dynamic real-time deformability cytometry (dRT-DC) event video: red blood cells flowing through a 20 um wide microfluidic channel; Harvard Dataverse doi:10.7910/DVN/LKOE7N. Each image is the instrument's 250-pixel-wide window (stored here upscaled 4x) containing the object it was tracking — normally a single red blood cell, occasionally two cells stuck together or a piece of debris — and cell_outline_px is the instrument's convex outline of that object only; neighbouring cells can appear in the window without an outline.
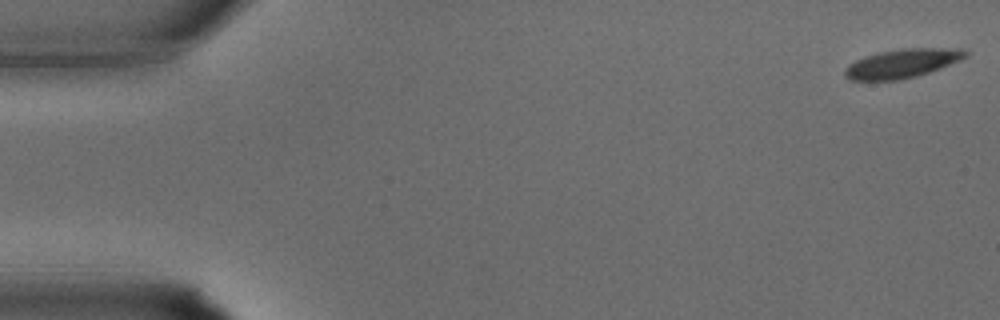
{"species": "common noctule bat (a hibernating species)", "species_latin": "Nyctalus noctula", "temperature_condition": "warm", "stored_images_in_passage": 34, "camera_frame_rate_fps": 3000, "um_per_image_px": 0.085, "animal": {"sex": "male", "body_mass_g": 15.6}, "frame": {"image": 1, "passage_image": 1, "time_ms": 0.0, "image_size_px": [1000, 320], "cell_outline_px": [[968, 56], [960, 60], [940, 68], [916, 76], [896, 80], [848, 80], [844, 76], [844, 68], [848, 64], [864, 56], [880, 52], [904, 48], [956, 48], [968, 52]], "centroid_in_image_um": [76.65, 5.39], "position_along_channel_um": 8.4, "area_um2": 20.23}}
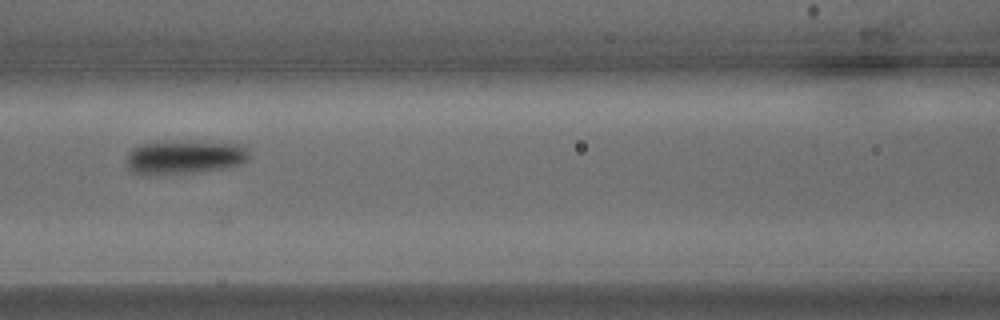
{"frame": {"image": 2, "passage_image": 15, "time_ms": 4.667, "image_size_px": [1000, 320], "cell_outline_px": [[248, 156], [240, 164], [228, 168], [156, 176], [140, 176], [132, 172], [128, 168], [128, 152], [132, 148], [140, 144], [236, 144], [244, 148], [248, 152]], "centroid_in_image_um": [15.58, 13.45], "position_along_channel_um": 151.0, "area_um2": 23.0}}
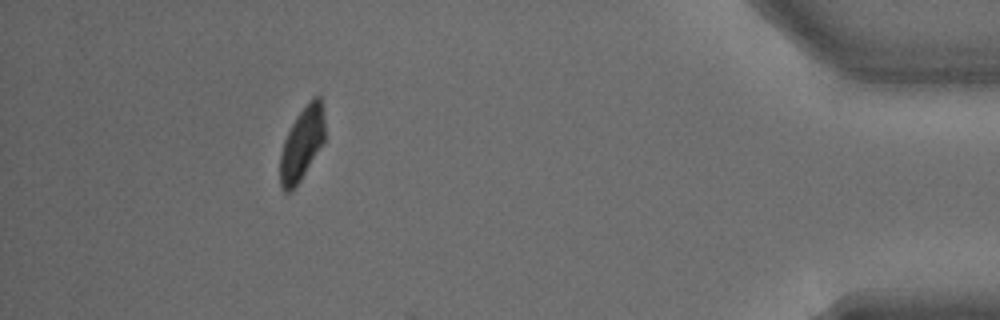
{"frame": {"image": 3, "passage_image": 31, "time_ms": 10.0, "image_size_px": [1000, 320], "cell_outline_px": [[324, 140], [300, 180], [288, 192], [284, 192], [280, 184], [280, 152], [284, 140], [296, 116], [312, 96], [320, 96], [324, 120]], "centroid_in_image_um": [25.64, 12.18], "position_along_channel_um": 409.6, "area_um2": 18.61}}